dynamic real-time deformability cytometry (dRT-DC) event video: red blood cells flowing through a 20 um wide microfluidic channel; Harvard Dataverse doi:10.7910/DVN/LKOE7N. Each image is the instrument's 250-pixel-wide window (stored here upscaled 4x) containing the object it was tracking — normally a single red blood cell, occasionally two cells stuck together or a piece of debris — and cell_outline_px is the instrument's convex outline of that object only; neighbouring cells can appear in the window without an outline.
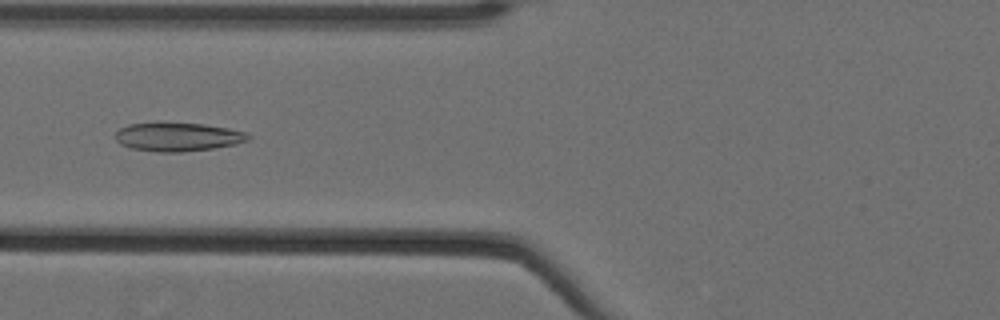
{"species": "Egyptian fruit bat (a non-hibernating species)", "species_latin": "Rousettus aegyptiacus", "temperature_condition": "cold", "stored_images_in_passage": 58, "camera_frame_rate_fps": 3000, "um_per_image_px": 0.085, "animal": {"sex": "female"}, "frame": {"image": 1, "passage_image": 25, "time_ms": 8.0, "image_size_px": [1000, 320], "cell_outline_px": [[252, 136], [248, 140], [236, 144], [212, 148], [180, 152], [156, 152], [132, 148], [120, 144], [116, 140], [116, 132], [120, 128], [128, 124], [156, 120], [160, 120], [204, 124], [228, 128], [244, 132]], "centroid_in_image_um": [15.06, 11.59], "position_along_channel_um": 110.7, "area_um2": 22.83}}
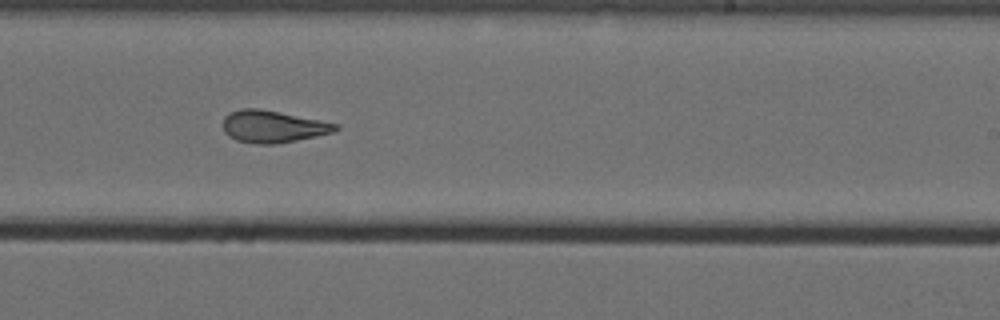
{"frame": {"image": 2, "passage_image": 38, "time_ms": 12.333, "image_size_px": [1000, 320], "cell_outline_px": [[340, 128], [332, 132], [316, 136], [276, 144], [252, 144], [236, 140], [228, 136], [224, 132], [224, 116], [232, 112], [244, 108], [260, 108], [340, 124]], "centroid_in_image_um": [23.2, 10.76], "position_along_channel_um": 265.8, "area_um2": 21.04}}
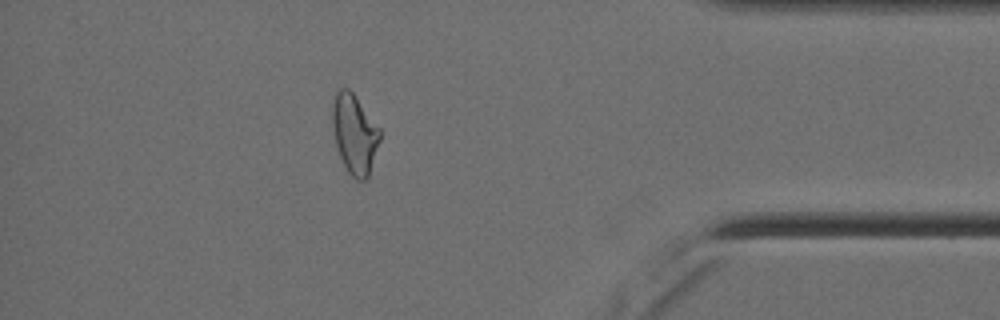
{"frame": {"image": 3, "passage_image": 52, "time_ms": 17.0, "image_size_px": [1000, 320], "cell_outline_px": [[380, 140], [368, 176], [364, 180], [356, 180], [348, 172], [340, 156], [336, 144], [332, 124], [332, 104], [336, 92], [340, 88], [348, 88], [352, 92], [380, 128]], "centroid_in_image_um": [30.13, 11.37], "position_along_channel_um": 405.1, "area_um2": 21.73}, "authors_computed_cell_mechanics": {"area_um2": 22.8021, "velocity_mm_per_s": 3.5821, "shape_relaxation_time_tau1_ms": null, "shape_relaxation_time_tau2_ms": 1.8998, "deformation_change_tau1": null, "deformation_change_tau2": 0.0911}}